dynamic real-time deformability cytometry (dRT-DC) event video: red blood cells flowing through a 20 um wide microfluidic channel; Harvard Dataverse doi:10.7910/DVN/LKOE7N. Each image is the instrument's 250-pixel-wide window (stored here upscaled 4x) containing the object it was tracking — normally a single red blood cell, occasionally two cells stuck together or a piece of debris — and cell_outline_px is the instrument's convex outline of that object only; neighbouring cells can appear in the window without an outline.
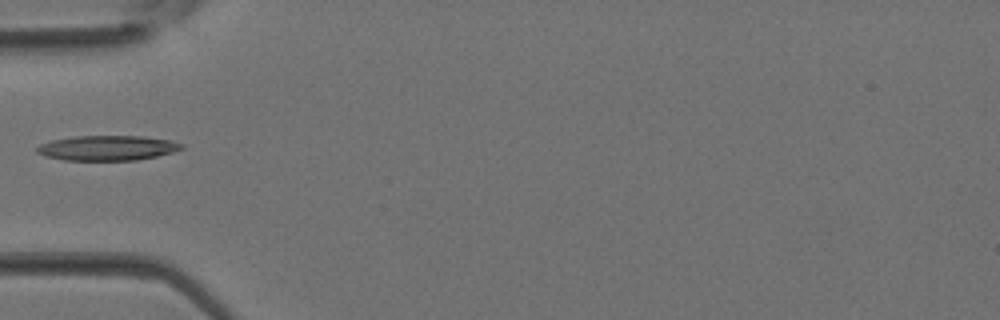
{"species": "Egyptian fruit bat (a non-hibernating species)", "species_latin": "Rousettus aegyptiacus", "temperature_condition": "room temperature", "stored_images_in_passage": 1, "camera_frame_rate_fps": 3000, "um_per_image_px": 0.085, "animal": {"sex": "female"}, "frame": {"image": 1, "passage_image": 1, "time_ms": 0.0, "image_size_px": [1000, 320], "cell_outline_px": [[184, 148], [172, 152], [156, 156], [136, 160], [64, 160], [44, 156], [36, 152], [36, 148], [40, 144], [52, 140], [76, 136], [144, 136], [168, 140], [184, 144]], "centroid_in_image_um": [9.11, 12.58], "position_along_channel_um": 75.9, "area_um2": 20.98}}